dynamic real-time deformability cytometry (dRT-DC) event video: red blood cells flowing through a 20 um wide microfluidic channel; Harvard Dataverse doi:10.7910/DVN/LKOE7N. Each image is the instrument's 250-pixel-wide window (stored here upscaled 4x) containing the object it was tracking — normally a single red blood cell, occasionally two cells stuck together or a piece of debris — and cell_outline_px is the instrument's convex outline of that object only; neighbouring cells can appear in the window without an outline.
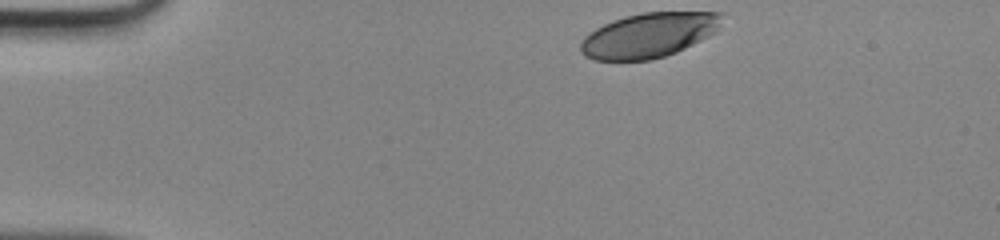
{"species": "human", "species_latin": "Homo sapiens", "temperature_condition": "room temperature", "stored_images_in_passage": 34, "camera_frame_rate_fps": 3000, "um_per_image_px": 0.085, "donor": {"sex": "male"}, "frame": {"image": 1, "passage_image": 1, "time_ms": 0.0, "image_size_px": [1000, 240], "cell_outline_px": [[728, 12], [720, 28], [716, 32], [676, 52], [652, 60], [592, 60], [584, 56], [580, 52], [580, 40], [584, 36], [596, 28], [612, 20], [624, 16], [644, 12]], "centroid_in_image_um": [55.17, 2.98], "position_along_channel_um": 29.8, "area_um2": 37.28}}
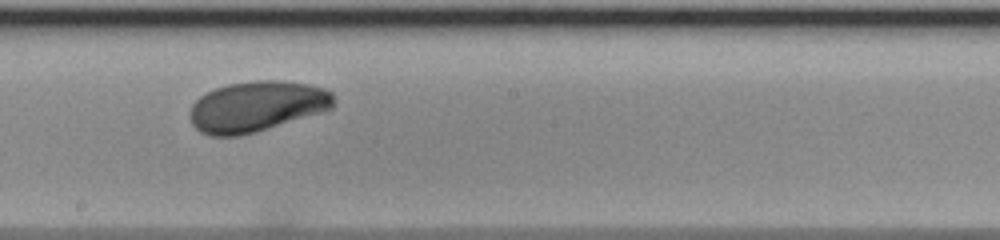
{"frame": {"image": 2, "passage_image": 20, "time_ms": 6.333, "image_size_px": [1000, 240], "cell_outline_px": [[332, 108], [320, 112], [256, 132], [240, 136], [208, 136], [200, 132], [192, 124], [188, 116], [192, 104], [200, 96], [216, 88], [228, 84], [256, 80], [280, 80], [308, 84], [324, 88], [332, 92]], "centroid_in_image_um": [21.77, 9.05], "position_along_channel_um": 226.4, "area_um2": 42.25}}
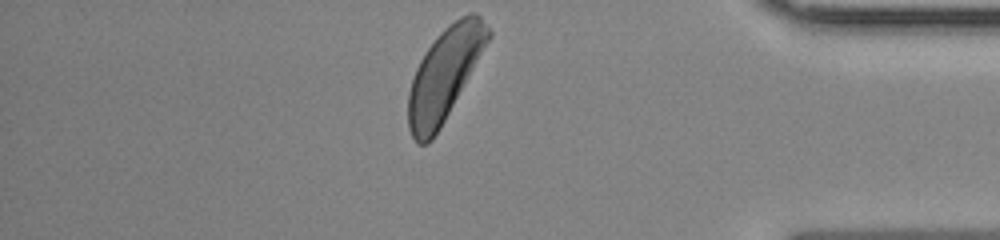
{"frame": {"image": 3, "passage_image": 34, "time_ms": 11.0, "image_size_px": [1000, 240], "cell_outline_px": [[492, 36], [440, 128], [432, 140], [428, 144], [416, 144], [408, 128], [408, 92], [416, 68], [424, 52], [440, 32], [448, 24], [460, 16], [472, 12], [480, 16], [492, 32]], "centroid_in_image_um": [37.78, 6.32], "position_along_channel_um": 397.4, "area_um2": 42.6}}